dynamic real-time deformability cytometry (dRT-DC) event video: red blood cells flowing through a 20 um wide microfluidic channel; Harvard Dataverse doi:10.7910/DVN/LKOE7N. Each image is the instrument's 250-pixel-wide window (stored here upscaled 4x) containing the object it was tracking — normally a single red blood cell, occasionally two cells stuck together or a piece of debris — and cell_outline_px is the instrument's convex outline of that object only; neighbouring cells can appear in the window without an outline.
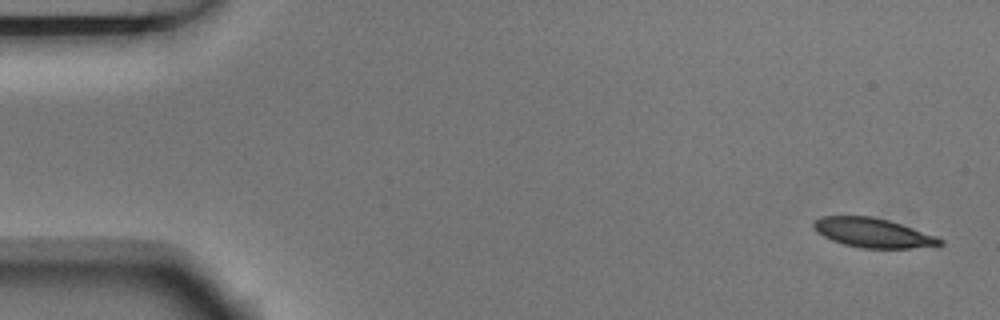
{"species": "Egyptian fruit bat (a non-hibernating species)", "species_latin": "Rousettus aegyptiacus", "temperature_condition": "room temperature", "stored_images_in_passage": 4, "camera_frame_rate_fps": 3000, "um_per_image_px": 0.085, "animal": {"sex": "male"}, "frame": {"image": 1, "passage_image": 1, "time_ms": 0.0, "image_size_px": [1000, 320], "cell_outline_px": [[944, 244], [912, 248], [860, 248], [844, 244], [832, 240], [816, 232], [812, 228], [812, 220], [820, 216], [872, 216], [888, 220], [936, 236], [944, 240]], "centroid_in_image_um": [74.14, 19.78], "position_along_channel_um": 10.9, "area_um2": 21.62}}